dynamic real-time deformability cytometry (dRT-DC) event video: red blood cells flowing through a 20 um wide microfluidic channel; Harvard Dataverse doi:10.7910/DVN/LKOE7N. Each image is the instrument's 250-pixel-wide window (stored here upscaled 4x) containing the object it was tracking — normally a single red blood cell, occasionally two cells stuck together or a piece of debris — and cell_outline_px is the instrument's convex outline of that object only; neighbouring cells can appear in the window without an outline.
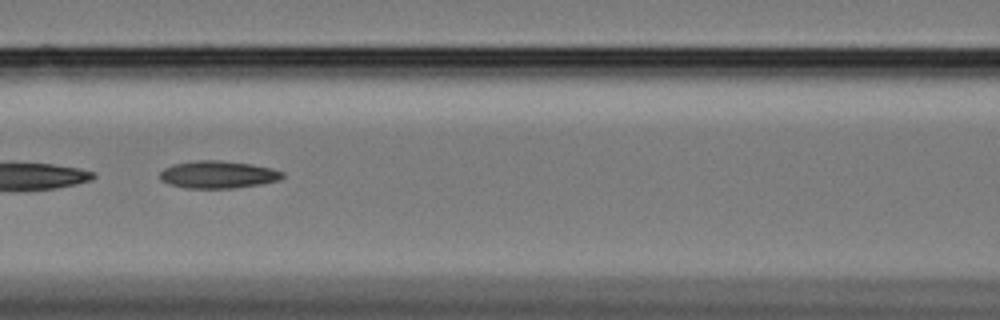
{"species": "Egyptian fruit bat (a non-hibernating species)", "species_latin": "Rousettus aegyptiacus", "temperature_condition": "cold", "stored_images_in_passage": 31, "segment_of_instrument_passage": [2, 2], "camera_frame_rate_fps": 3000, "um_per_image_px": 0.085, "animal": {"sex": "female"}, "frame": {"image": 1, "passage_image": 27, "time_ms": 8.667, "image_size_px": [1000, 320], "cell_outline_px": [[284, 176], [280, 180], [260, 184], [232, 188], [188, 188], [172, 184], [160, 180], [160, 172], [164, 168], [172, 164], [196, 160], [220, 160], [252, 164], [272, 168], [284, 172]], "centroid_in_image_um": [18.55, 14.82], "position_along_channel_um": 148.1, "area_um2": 19.59}}